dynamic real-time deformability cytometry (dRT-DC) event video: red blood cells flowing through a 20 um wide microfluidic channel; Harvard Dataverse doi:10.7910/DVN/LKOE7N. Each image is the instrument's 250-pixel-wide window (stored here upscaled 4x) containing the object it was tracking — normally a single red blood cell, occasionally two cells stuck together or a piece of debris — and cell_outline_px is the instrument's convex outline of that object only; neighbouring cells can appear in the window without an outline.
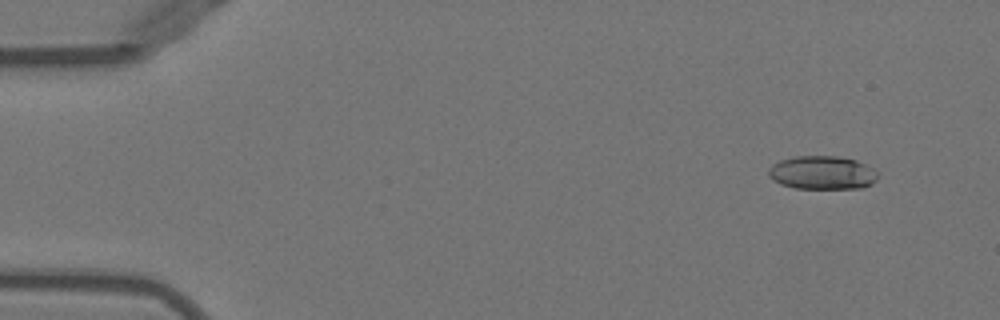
{"species": "Egyptian fruit bat (a non-hibernating species)", "species_latin": "Rousettus aegyptiacus", "temperature_condition": "warm", "stored_images_in_passage": 51, "camera_frame_rate_fps": 3000, "um_per_image_px": 0.085, "animal": {"sex": "female"}, "frame": {"image": 1, "passage_image": 4, "time_ms": 1.0, "image_size_px": [1000, 320], "cell_outline_px": [[880, 176], [872, 184], [860, 188], [796, 188], [780, 184], [772, 180], [768, 176], [768, 168], [772, 164], [780, 160], [796, 156], [836, 156], [856, 160], [880, 172]], "centroid_in_image_um": [69.89, 14.68], "position_along_channel_um": 15.1, "area_um2": 21.5}}
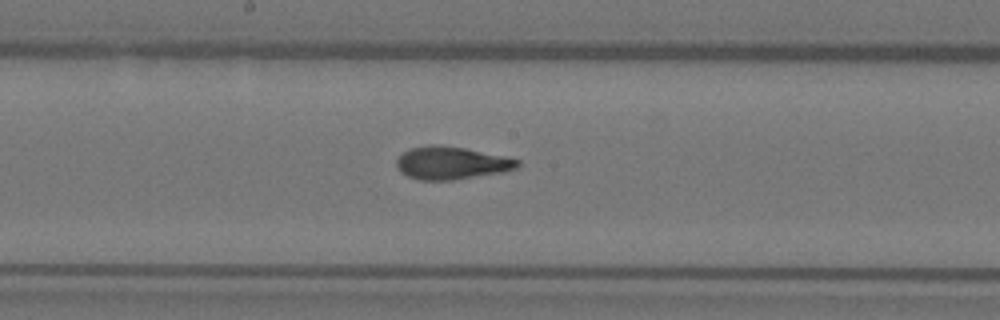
{"frame": {"image": 2, "passage_image": 27, "time_ms": 8.667, "image_size_px": [1000, 320], "cell_outline_px": [[520, 164], [516, 168], [504, 172], [452, 180], [420, 180], [408, 176], [400, 172], [396, 168], [396, 160], [404, 152], [412, 148], [428, 144], [440, 144], [464, 148], [504, 156], [520, 160]], "centroid_in_image_um": [38.36, 13.85], "position_along_channel_um": 209.8, "area_um2": 23.12}}
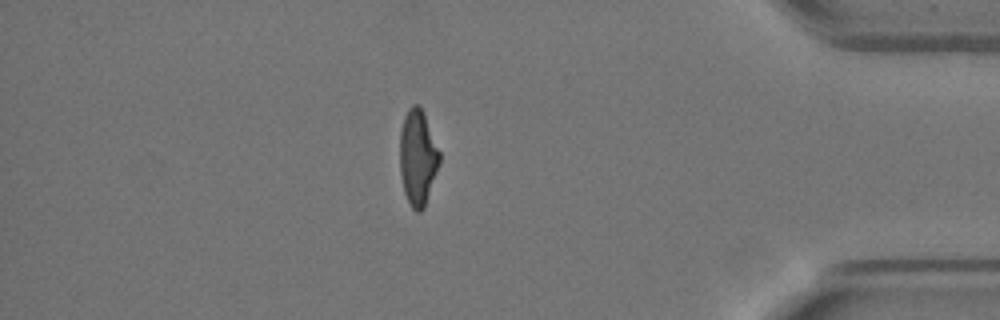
{"frame": {"image": 3, "passage_image": 44, "time_ms": 14.333, "image_size_px": [1000, 320], "cell_outline_px": [[440, 164], [424, 208], [420, 212], [416, 212], [412, 208], [404, 192], [400, 172], [400, 132], [404, 116], [408, 108], [412, 104], [420, 104], [440, 152]], "centroid_in_image_um": [35.51, 13.37], "position_along_channel_um": 399.7, "area_um2": 22.2}}